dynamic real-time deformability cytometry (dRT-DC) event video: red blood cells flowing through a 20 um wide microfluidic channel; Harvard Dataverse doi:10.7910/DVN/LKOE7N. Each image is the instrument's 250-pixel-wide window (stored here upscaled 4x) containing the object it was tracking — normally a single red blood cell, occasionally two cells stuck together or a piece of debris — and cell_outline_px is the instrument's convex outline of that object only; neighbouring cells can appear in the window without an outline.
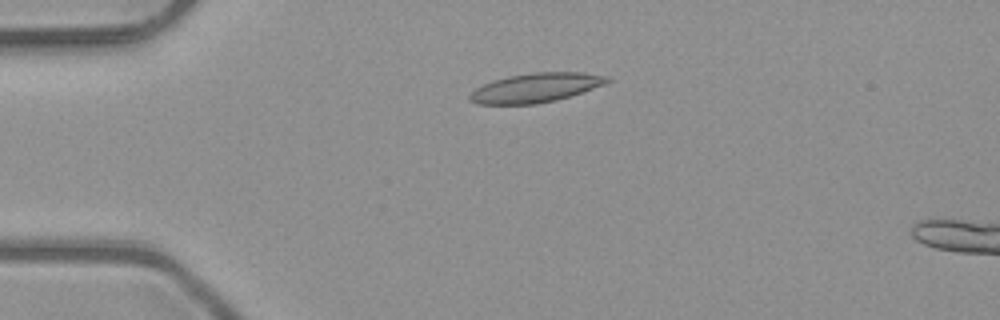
{"species": "common noctule bat (a hibernating species)", "species_latin": "Nyctalus noctula", "temperature_condition": "room temperature", "stored_images_in_passage": 5, "camera_frame_rate_fps": 3000, "um_per_image_px": 0.085, "animal": {"sex": "male", "body_mass_g": 23.1, "forearm_length_mm": 52.7}, "frame": {"image": 1, "passage_image": 3, "time_ms": 0.667, "image_size_px": [1000, 320], "cell_outline_px": [[612, 80], [604, 84], [556, 100], [536, 104], [480, 104], [468, 100], [468, 96], [476, 88], [484, 84], [508, 76], [532, 72], [584, 72], [608, 76]], "centroid_in_image_um": [45.54, 7.45], "position_along_channel_um": 39.5, "area_um2": 23.18}}